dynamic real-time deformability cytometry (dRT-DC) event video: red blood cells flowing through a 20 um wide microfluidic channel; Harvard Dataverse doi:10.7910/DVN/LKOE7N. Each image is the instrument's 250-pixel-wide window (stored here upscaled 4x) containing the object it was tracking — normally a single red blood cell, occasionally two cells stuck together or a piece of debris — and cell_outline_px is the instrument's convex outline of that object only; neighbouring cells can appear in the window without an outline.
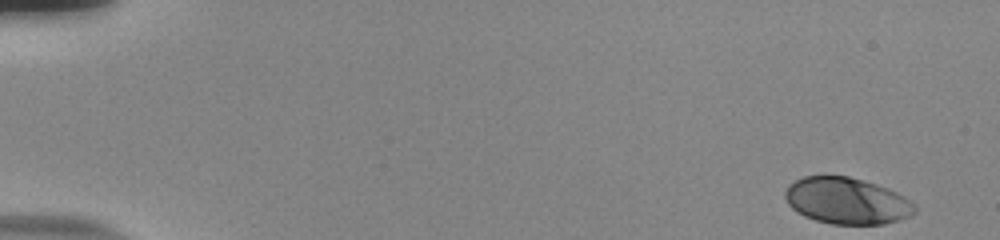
{"species": "human", "species_latin": "Homo sapiens", "temperature_condition": "room temperature", "stored_images_in_passage": 53, "camera_frame_rate_fps": 3000, "um_per_image_px": 0.085, "donor": {"sex": "male"}, "frame": {"image": 1, "passage_image": 1, "time_ms": 0.0, "image_size_px": [1000, 240], "cell_outline_px": [[916, 212], [900, 220], [884, 224], [832, 224], [816, 220], [804, 216], [796, 212], [788, 204], [784, 196], [784, 192], [788, 184], [804, 176], [848, 176], [876, 184], [888, 188], [904, 196], [916, 204]], "centroid_in_image_um": [71.97, 17.07], "position_along_channel_um": 13.0, "area_um2": 35.26}}
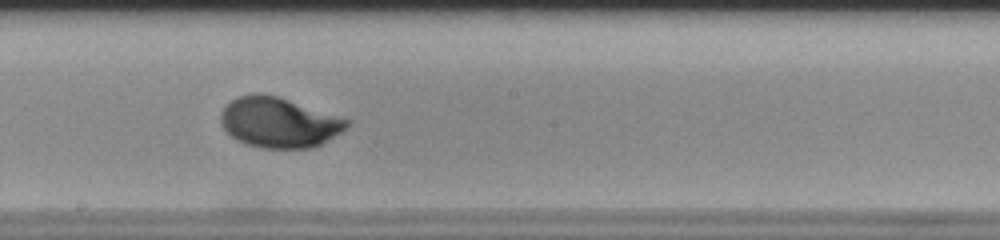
{"frame": {"image": 2, "passage_image": 30, "time_ms": 9.667, "image_size_px": [1000, 240], "cell_outline_px": [[352, 120], [348, 128], [320, 144], [312, 148], [260, 148], [244, 144], [236, 140], [220, 124], [220, 112], [236, 96], [252, 92], [256, 92], [280, 96]], "centroid_in_image_um": [23.71, 10.39], "position_along_channel_um": 224.5, "area_um2": 37.45}}
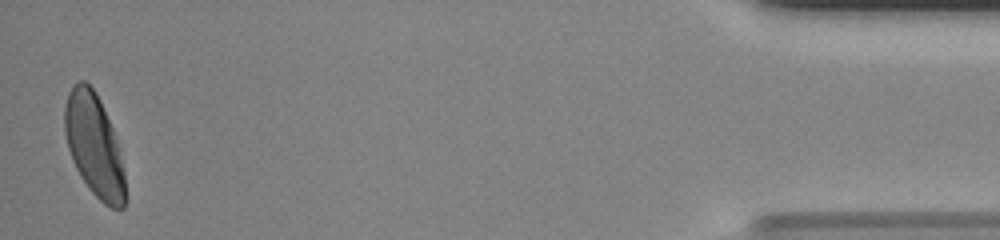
{"frame": {"image": 3, "passage_image": 52, "time_ms": 17.0, "image_size_px": [1000, 240], "cell_outline_px": [[124, 208], [112, 208], [104, 204], [88, 188], [80, 176], [72, 160], [68, 148], [64, 132], [64, 104], [68, 92], [72, 84], [80, 80], [84, 80], [96, 92], [100, 100], [112, 128], [116, 140], [124, 172]], "centroid_in_image_um": [7.96, 12.31], "position_along_channel_um": 427.2, "area_um2": 35.89}, "authors_computed_cell_mechanics": {"area_um2": 35.836, "velocity_mm_per_s": 3.8215, "shape_relaxation_time_tau1_ms": 2.2269, "shape_relaxation_time_tau2_ms": null, "deformation_change_tau1": 0.1666, "deformation_change_tau2": null}}